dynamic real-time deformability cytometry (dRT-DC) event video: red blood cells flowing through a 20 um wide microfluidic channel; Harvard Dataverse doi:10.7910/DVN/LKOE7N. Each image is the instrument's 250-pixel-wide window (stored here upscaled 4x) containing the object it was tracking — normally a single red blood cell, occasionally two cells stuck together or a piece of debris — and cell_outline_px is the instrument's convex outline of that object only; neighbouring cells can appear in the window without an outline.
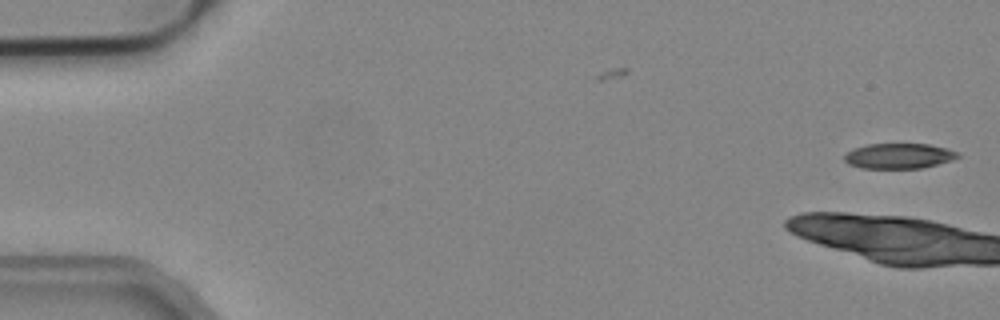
{"species": "common noctule bat (a hibernating species)", "species_latin": "Nyctalus noctula", "temperature_condition": "cold", "stored_images_in_passage": 17, "camera_frame_rate_fps": 3000, "um_per_image_px": 0.085, "animal": {"sex": "male", "body_mass_g": 19.2, "forearm_length_mm": 51.8}, "frame": {"image": 1, "passage_image": 1, "time_ms": 0.0, "image_size_px": [1000, 320], "cell_outline_px": [[960, 156], [952, 160], [920, 168], [860, 168], [848, 164], [844, 160], [844, 156], [852, 148], [868, 144], [928, 144], [948, 148], [960, 152]], "centroid_in_image_um": [76.4, 13.25], "position_along_channel_um": 8.6, "area_um2": 16.76}}